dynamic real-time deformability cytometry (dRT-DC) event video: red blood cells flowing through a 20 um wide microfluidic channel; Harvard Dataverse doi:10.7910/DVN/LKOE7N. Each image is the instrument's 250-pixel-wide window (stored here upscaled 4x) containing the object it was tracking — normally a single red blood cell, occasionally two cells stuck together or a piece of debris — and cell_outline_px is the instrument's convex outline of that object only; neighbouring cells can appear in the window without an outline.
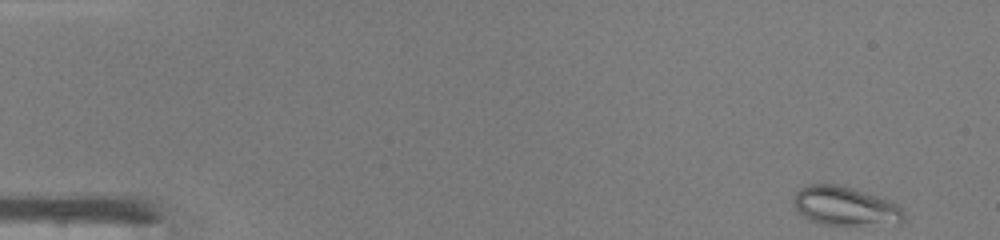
{"species": "common noctule bat (a hibernating species)", "species_latin": "Nyctalus noctula", "temperature_condition": "warm", "stored_images_in_passage": 46, "camera_frame_rate_fps": 3000, "um_per_image_px": 0.085, "animal": {"sex": "male", "body_mass_g": 19.0, "forearm_length_mm": 50.8}, "frame": {"image": 1, "passage_image": 1, "time_ms": 0.0, "image_size_px": [1000, 240], "cell_outline_px": [[904, 220], [900, 224], [824, 224], [808, 220], [796, 212], [792, 204], [792, 196], [800, 188], [808, 184], [840, 184], [880, 196], [896, 204], [900, 208], [904, 216]], "centroid_in_image_um": [71.77, 17.5], "position_along_channel_um": 13.2, "area_um2": 25.32}}
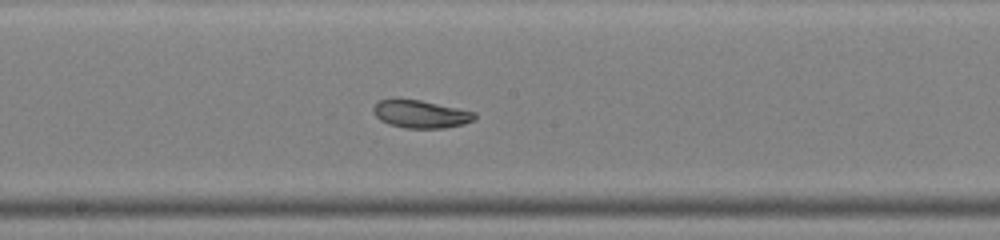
{"frame": {"image": 2, "passage_image": 24, "time_ms": 7.667, "image_size_px": [1000, 240], "cell_outline_px": [[476, 116], [472, 120], [464, 124], [444, 128], [404, 128], [388, 124], [380, 120], [376, 116], [372, 108], [380, 100], [420, 100], [476, 112]], "centroid_in_image_um": [35.77, 9.72], "position_along_channel_um": 212.4, "area_um2": 16.13}}
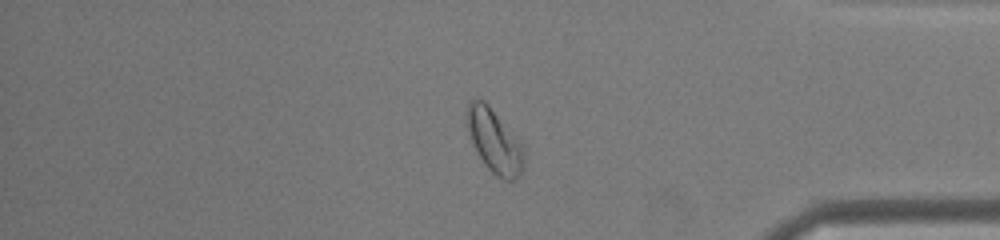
{"frame": {"image": 3, "passage_image": 38, "time_ms": 12.333, "image_size_px": [1000, 240], "cell_outline_px": [[524, 168], [512, 180], [504, 180], [496, 176], [484, 164], [468, 132], [468, 100], [484, 100], [488, 104], [520, 140], [524, 148]], "centroid_in_image_um": [42.07, 12.0], "position_along_channel_um": 393.1, "area_um2": 20.75}, "authors_computed_cell_mechanics": {"area_um2": 19.8254, "velocity_mm_per_s": 4.3196, "shape_relaxation_time_tau1_ms": 5.7186, "shape_relaxation_time_tau2_ms": 4.4219, "deformation_change_tau1": 0.1494, "deformation_change_tau2": 0.0746}}